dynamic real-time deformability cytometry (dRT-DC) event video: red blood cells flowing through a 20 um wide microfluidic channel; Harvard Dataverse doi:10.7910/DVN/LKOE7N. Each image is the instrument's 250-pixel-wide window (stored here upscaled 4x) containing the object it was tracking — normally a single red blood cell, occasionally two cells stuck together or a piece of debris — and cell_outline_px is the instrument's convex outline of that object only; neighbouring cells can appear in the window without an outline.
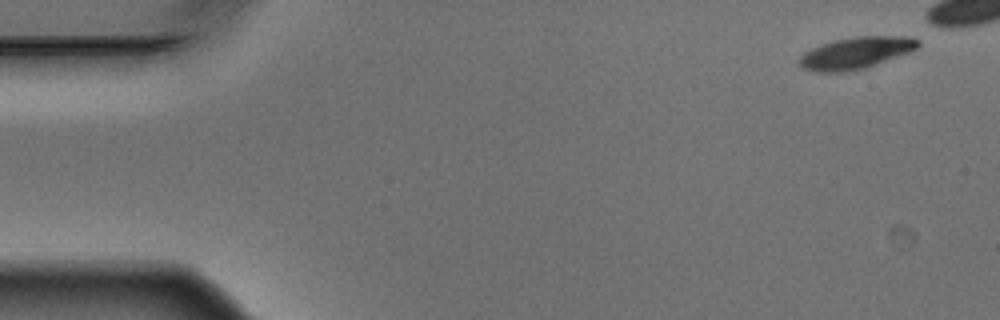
{"species": "Egyptian fruit bat (a non-hibernating species)", "species_latin": "Rousettus aegyptiacus", "temperature_condition": "warm", "stored_images_in_passage": 6, "camera_frame_rate_fps": 3000, "um_per_image_px": 0.085, "animal": {"sex": "male"}, "frame": {"image": 1, "passage_image": 1, "time_ms": 0.0, "image_size_px": [1000, 320], "cell_outline_px": [[920, 44], [916, 48], [908, 52], [864, 68], [840, 72], [816, 72], [804, 68], [796, 60], [804, 52], [820, 44], [832, 40], [856, 36], [908, 36], [920, 40]], "centroid_in_image_um": [72.71, 4.48], "position_along_channel_um": 12.3, "area_um2": 21.85}}